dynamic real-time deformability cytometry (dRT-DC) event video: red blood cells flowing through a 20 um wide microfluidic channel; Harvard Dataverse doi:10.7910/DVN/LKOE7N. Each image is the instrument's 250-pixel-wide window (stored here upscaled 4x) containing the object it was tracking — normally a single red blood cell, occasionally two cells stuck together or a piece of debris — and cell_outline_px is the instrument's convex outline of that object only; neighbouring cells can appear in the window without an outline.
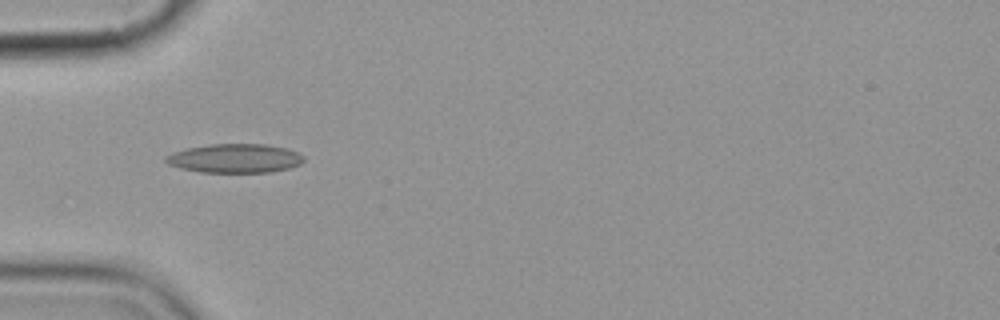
{"species": "common noctule bat (a hibernating species)", "species_latin": "Nyctalus noctula", "temperature_condition": "cold", "stored_images_in_passage": 5, "camera_frame_rate_fps": 3000, "um_per_image_px": 0.085, "animal": {"sex": "female", "body_mass_g": 19.9}, "frame": {"image": 1, "passage_image": 5, "time_ms": 4.333, "image_size_px": [1000, 320], "cell_outline_px": [[304, 160], [300, 164], [288, 168], [268, 172], [200, 172], [180, 168], [168, 164], [164, 160], [164, 156], [172, 152], [188, 148], [212, 144], [268, 144], [288, 148], [304, 156]], "centroid_in_image_um": [19.95, 13.45], "position_along_channel_um": 65.0, "area_um2": 23.29}}